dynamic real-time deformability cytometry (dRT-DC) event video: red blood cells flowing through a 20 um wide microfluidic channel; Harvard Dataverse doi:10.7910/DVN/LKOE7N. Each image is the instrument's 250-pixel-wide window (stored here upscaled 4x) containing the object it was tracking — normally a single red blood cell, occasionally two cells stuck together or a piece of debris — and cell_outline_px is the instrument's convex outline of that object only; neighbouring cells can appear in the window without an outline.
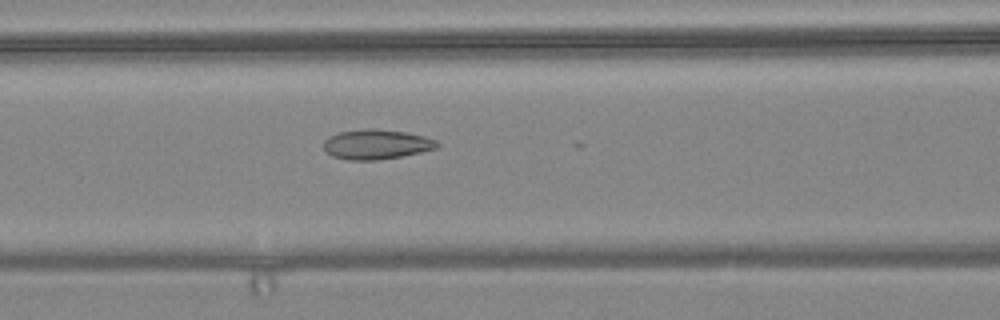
{"species": "common noctule bat (a hibernating species)", "species_latin": "Nyctalus noctula", "temperature_condition": "warm", "stored_images_in_passage": 29, "camera_frame_rate_fps": 3000, "um_per_image_px": 0.085, "animal": {"sex": "female", "body_mass_g": 24.6, "forearm_length_mm": 56.2}, "frame": {"image": 1, "passage_image": 24, "time_ms": 7.667, "image_size_px": [1000, 320], "cell_outline_px": [[440, 144], [436, 148], [404, 156], [376, 160], [348, 160], [332, 156], [324, 148], [324, 140], [328, 136], [340, 132], [368, 128], [376, 128], [404, 132], [424, 136], [436, 140]], "centroid_in_image_um": [31.99, 12.27], "position_along_channel_um": 134.6, "area_um2": 19.71}}
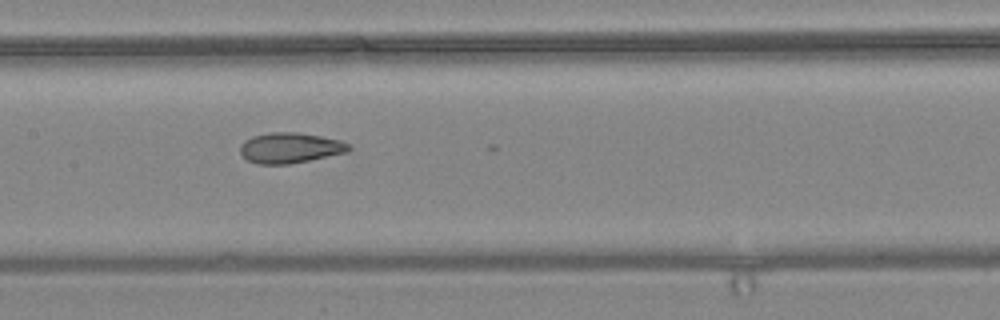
{"frame": {"image": 2, "passage_image": 28, "time_ms": 9.0, "image_size_px": [1000, 320], "cell_outline_px": [[352, 148], [348, 152], [288, 164], [256, 164], [248, 160], [240, 152], [240, 144], [244, 140], [252, 136], [268, 132], [300, 132], [340, 140], [348, 144]], "centroid_in_image_um": [24.63, 12.56], "position_along_channel_um": 182.8, "area_um2": 19.31}}